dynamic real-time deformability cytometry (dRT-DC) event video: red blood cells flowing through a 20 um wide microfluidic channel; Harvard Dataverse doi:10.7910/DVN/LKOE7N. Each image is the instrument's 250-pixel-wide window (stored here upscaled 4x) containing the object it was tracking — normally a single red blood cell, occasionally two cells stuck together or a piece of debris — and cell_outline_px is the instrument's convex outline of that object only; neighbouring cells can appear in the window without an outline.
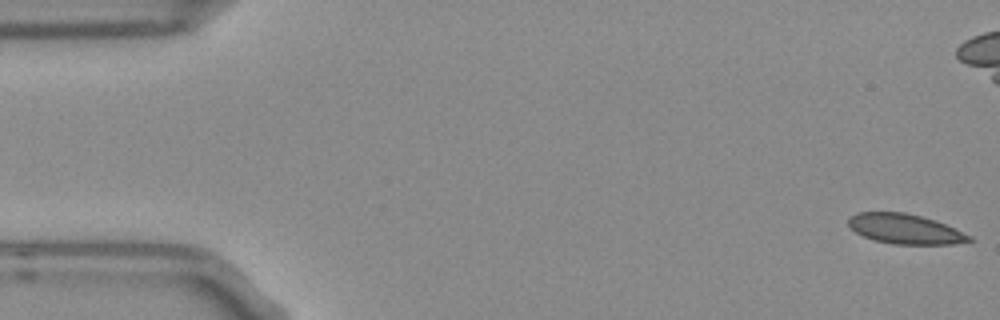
{"species": "Egyptian fruit bat (a non-hibernating species)", "species_latin": "Rousettus aegyptiacus", "temperature_condition": "room temperature", "stored_images_in_passage": 9, "camera_frame_rate_fps": 3000, "um_per_image_px": 0.085, "frame": {"image": 1, "passage_image": 1, "time_ms": 0.0, "image_size_px": [1000, 320], "cell_outline_px": [[976, 240], [952, 244], [892, 244], [872, 240], [856, 232], [848, 224], [848, 220], [856, 212], [904, 212], [936, 220], [972, 236]], "centroid_in_image_um": [76.95, 19.46], "position_along_channel_um": 8.0, "area_um2": 21.04}}